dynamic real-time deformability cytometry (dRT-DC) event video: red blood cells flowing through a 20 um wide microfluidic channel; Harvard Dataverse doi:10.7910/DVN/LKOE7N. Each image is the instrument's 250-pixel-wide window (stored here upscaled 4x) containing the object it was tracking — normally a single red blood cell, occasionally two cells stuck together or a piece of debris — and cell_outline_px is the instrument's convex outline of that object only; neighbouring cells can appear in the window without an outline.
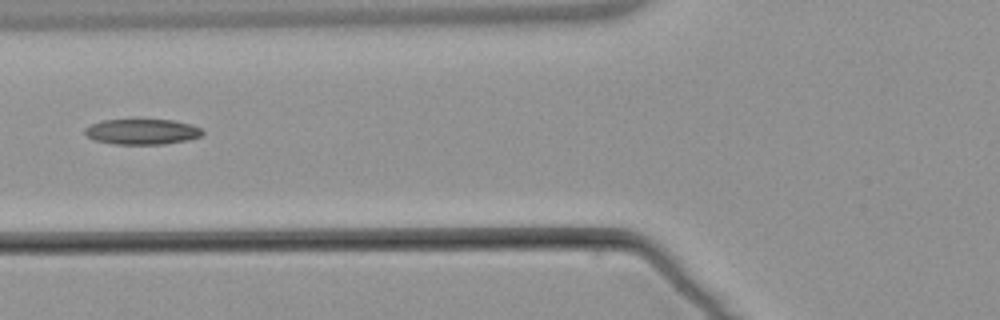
{"species": "common noctule bat (a hibernating species)", "species_latin": "Nyctalus noctula", "temperature_condition": "warm", "stored_images_in_passage": 3, "camera_frame_rate_fps": 3000, "um_per_image_px": 0.085, "animal": {"sex": "male", "body_mass_g": 21.5, "forearm_length_mm": 52.0}, "frame": {"image": 1, "passage_image": 3, "time_ms": 2.333, "image_size_px": [1000, 320], "cell_outline_px": [[204, 132], [200, 136], [188, 140], [164, 144], [112, 144], [96, 140], [88, 136], [84, 132], [84, 128], [92, 124], [104, 120], [172, 120], [192, 124], [200, 128]], "centroid_in_image_um": [12.09, 11.2], "position_along_channel_um": 113.7, "area_um2": 17.34}}